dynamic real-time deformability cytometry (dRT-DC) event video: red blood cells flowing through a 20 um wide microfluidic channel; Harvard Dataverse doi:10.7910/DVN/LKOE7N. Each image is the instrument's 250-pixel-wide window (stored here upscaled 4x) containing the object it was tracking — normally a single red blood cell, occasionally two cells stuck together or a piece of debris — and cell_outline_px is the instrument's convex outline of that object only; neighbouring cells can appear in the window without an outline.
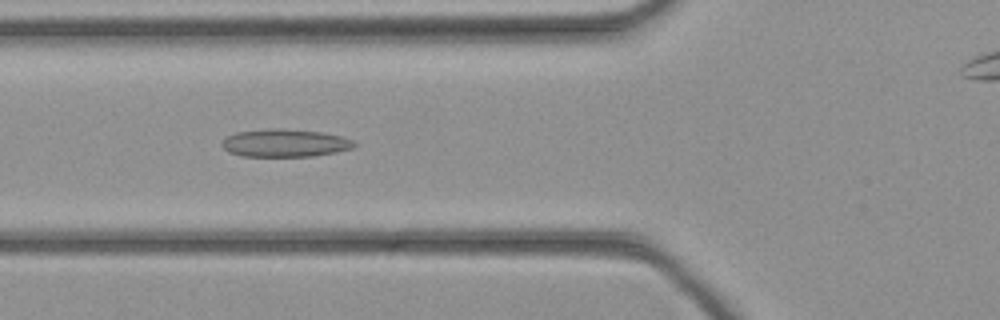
{"species": "common noctule bat (a hibernating species)", "species_latin": "Nyctalus noctula", "temperature_condition": "cold", "stored_images_in_passage": 40, "camera_frame_rate_fps": 3000, "um_per_image_px": 0.085, "animal": {"sex": "female", "body_mass_g": 21.9}, "frame": {"image": 1, "passage_image": 11, "time_ms": 3.333, "image_size_px": [1000, 320], "cell_outline_px": [[356, 144], [352, 148], [336, 152], [312, 156], [240, 156], [228, 152], [220, 144], [228, 136], [236, 132], [272, 128], [280, 128], [320, 132], [344, 136], [352, 140]], "centroid_in_image_um": [24.21, 12.15], "position_along_channel_um": 101.6, "area_um2": 21.39}}
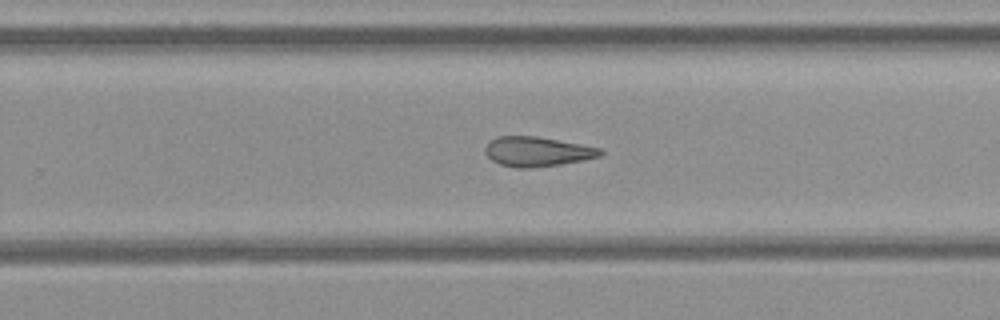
{"frame": {"image": 2, "passage_image": 23, "time_ms": 7.333, "image_size_px": [1000, 320], "cell_outline_px": [[604, 152], [600, 156], [584, 160], [560, 164], [532, 168], [516, 168], [500, 164], [492, 160], [484, 152], [484, 148], [488, 140], [496, 136], [536, 136], [580, 144], [600, 148]], "centroid_in_image_um": [45.62, 12.88], "position_along_channel_um": 284.2, "area_um2": 20.0}}
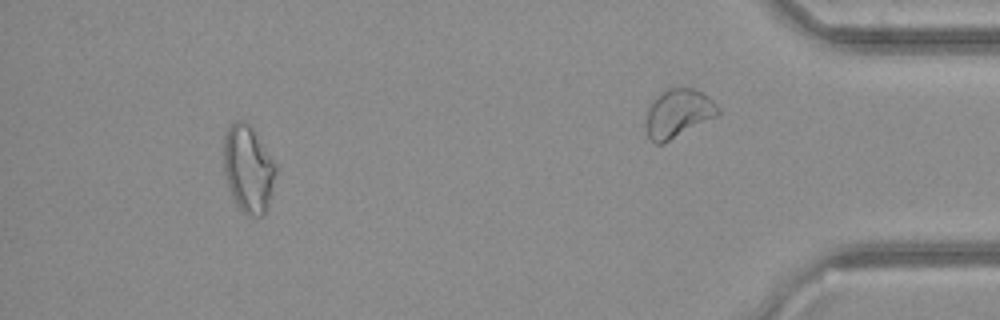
{"frame": {"image": 3, "passage_image": 36, "time_ms": 11.667, "image_size_px": [1000, 320], "cell_outline_px": [[276, 176], [268, 204], [264, 216], [248, 216], [240, 212], [232, 196], [224, 176], [224, 136], [232, 120], [244, 120], [252, 124], [276, 164]], "centroid_in_image_um": [21.1, 14.33], "position_along_channel_um": 414.1, "area_um2": 27.11}}